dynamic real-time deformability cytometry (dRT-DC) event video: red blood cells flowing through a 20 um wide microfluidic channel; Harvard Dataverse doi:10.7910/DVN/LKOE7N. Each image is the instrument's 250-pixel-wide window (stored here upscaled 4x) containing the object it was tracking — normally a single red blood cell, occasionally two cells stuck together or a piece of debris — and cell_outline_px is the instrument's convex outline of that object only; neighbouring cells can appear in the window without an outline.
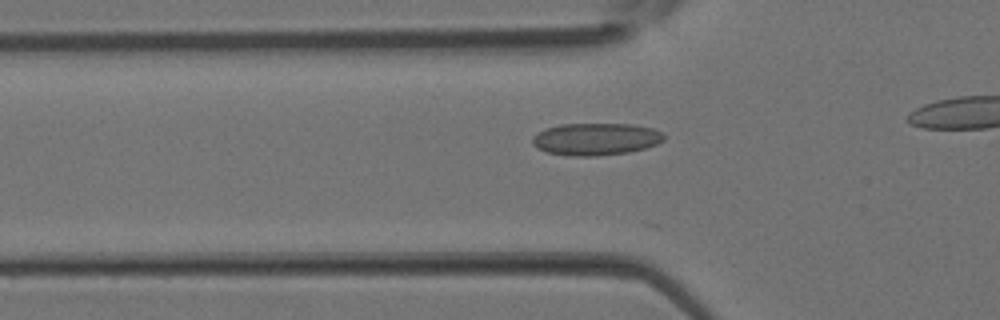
{"species": "Egyptian fruit bat (a non-hibernating species)", "species_latin": "Rousettus aegyptiacus", "temperature_condition": "room temperature", "stored_images_in_passage": 11, "camera_frame_rate_fps": 3000, "um_per_image_px": 0.085, "animal": {"sex": "female"}, "frame": {"image": 1, "passage_image": 7, "time_ms": 2.0, "image_size_px": [1000, 320], "cell_outline_px": [[664, 140], [656, 144], [644, 148], [628, 152], [596, 156], [572, 156], [548, 152], [536, 148], [532, 144], [532, 136], [548, 128], [560, 124], [632, 124], [652, 128], [664, 132]], "centroid_in_image_um": [50.65, 11.82], "position_along_channel_um": 75.1, "area_um2": 24.62}}
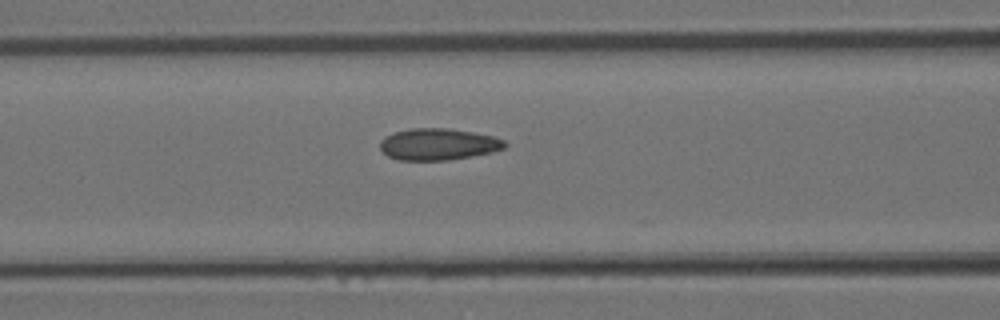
{"frame": {"image": 2, "passage_image": 10, "time_ms": 3.0, "image_size_px": [1000, 320], "cell_outline_px": [[508, 144], [504, 148], [492, 152], [472, 156], [448, 160], [400, 160], [388, 156], [380, 148], [380, 140], [384, 136], [392, 132], [412, 128], [448, 128], [472, 132], [492, 136], [504, 140]], "centroid_in_image_um": [37.23, 12.25], "position_along_channel_um": 129.4, "area_um2": 23.06}}